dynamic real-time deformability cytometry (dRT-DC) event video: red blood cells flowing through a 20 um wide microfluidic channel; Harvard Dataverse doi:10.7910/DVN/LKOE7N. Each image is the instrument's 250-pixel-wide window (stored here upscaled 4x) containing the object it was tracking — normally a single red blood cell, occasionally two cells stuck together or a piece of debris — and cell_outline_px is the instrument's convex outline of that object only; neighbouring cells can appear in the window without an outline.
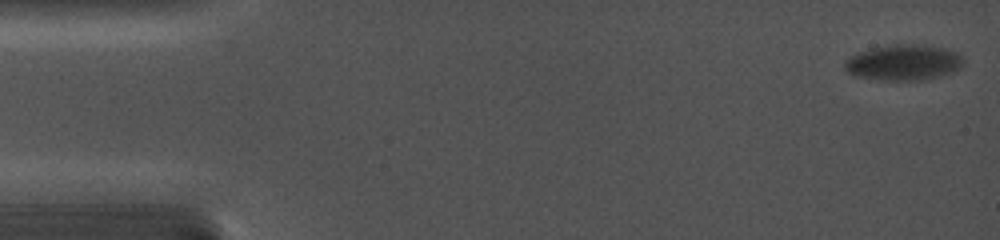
{"species": "common noctule bat (a hibernating species)", "species_latin": "Nyctalus noctula", "temperature_condition": "cold", "stored_images_in_passage": 48, "camera_frame_rate_fps": 5000, "um_per_image_px": 0.085, "animal": {"sex": "female", "body_mass_g": 19.0, "forearm_length_mm": 56.7}, "frame": {"image": 1, "passage_image": 1, "time_ms": 0.0, "image_size_px": [1000, 240], "cell_outline_px": [[964, 64], [960, 68], [952, 72], [940, 76], [920, 80], [880, 80], [852, 76], [844, 68], [844, 60], [860, 52], [872, 48], [892, 44], [916, 44], [944, 48], [956, 52], [964, 56]], "centroid_in_image_um": [76.81, 5.32], "position_along_channel_um": 8.2, "area_um2": 24.85}}
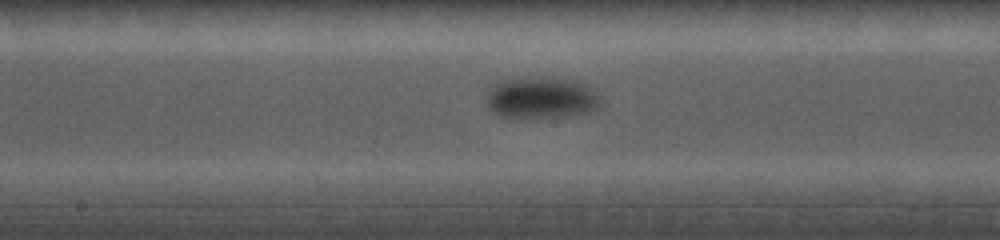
{"frame": {"image": 2, "passage_image": 27, "time_ms": 8.8, "image_size_px": [1000, 240], "cell_outline_px": [[604, 108], [592, 112], [568, 116], [500, 116], [492, 112], [488, 108], [488, 92], [496, 84], [504, 80], [540, 76], [572, 80], [584, 84], [592, 88], [600, 100]], "centroid_in_image_um": [46.09, 8.3], "position_along_channel_um": 202.1, "area_um2": 27.4}}
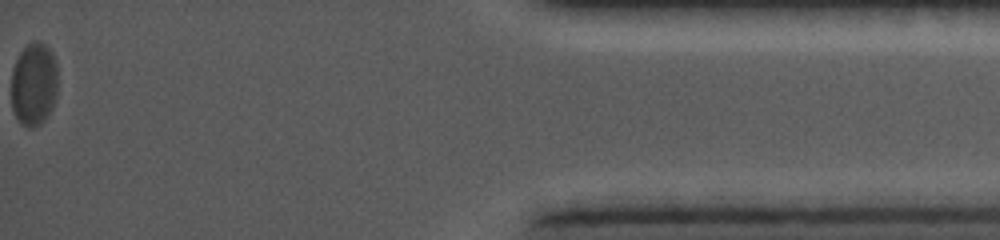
{"frame": {"image": 3, "passage_image": 48, "time_ms": 16.6, "image_size_px": [1000, 240], "cell_outline_px": [[56, 100], [48, 116], [40, 124], [32, 128], [28, 128], [20, 124], [12, 108], [12, 68], [20, 52], [28, 44], [36, 40], [44, 44], [52, 52], [56, 60]], "centroid_in_image_um": [2.88, 7.17], "position_along_channel_um": 432.3, "area_um2": 22.66}}